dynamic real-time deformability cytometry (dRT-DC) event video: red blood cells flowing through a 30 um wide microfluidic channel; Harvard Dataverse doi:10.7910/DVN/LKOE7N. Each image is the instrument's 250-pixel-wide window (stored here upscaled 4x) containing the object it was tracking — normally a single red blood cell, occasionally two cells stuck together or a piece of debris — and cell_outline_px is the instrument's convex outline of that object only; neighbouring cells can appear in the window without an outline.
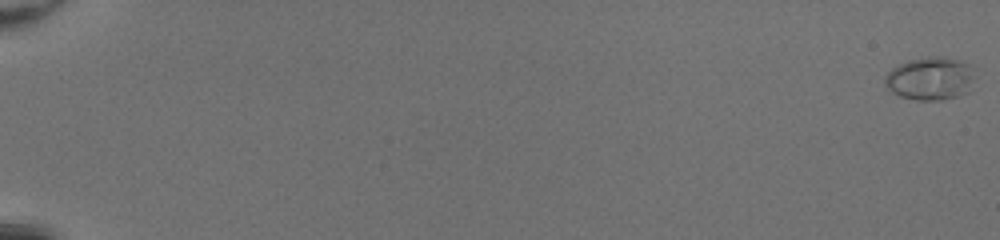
{"species": "common noctule bat (a hibernating species)", "species_latin": "Nyctalus noctula", "temperature_condition": "room temperature", "stored_images_in_passage": 52, "camera_frame_rate_fps": 3000, "um_per_image_px": 0.085, "animal": {"sex": "female", "body_mass_g": 20.0, "forearm_length_mm": 54.0}, "frame": {"image": 1, "passage_image": 1, "time_ms": 0.0, "image_size_px": [1000, 240], "cell_outline_px": [[972, 76], [968, 92], [956, 96], [940, 100], [916, 100], [900, 96], [892, 92], [884, 84], [884, 76], [892, 68], [908, 60], [928, 56], [940, 56], [960, 60], [968, 64]], "centroid_in_image_um": [79.01, 6.67], "position_along_channel_um": 6.0, "area_um2": 22.31}}
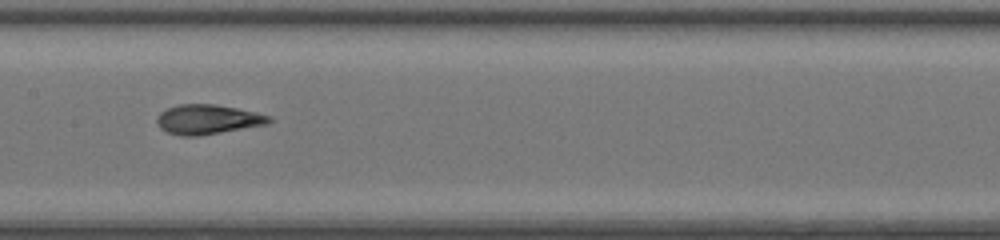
{"frame": {"image": 2, "passage_image": 30, "time_ms": 9.667, "image_size_px": [1000, 240], "cell_outline_px": [[272, 120], [268, 124], [200, 136], [180, 136], [168, 132], [160, 128], [156, 124], [156, 116], [160, 112], [168, 108], [180, 104], [216, 104], [256, 112], [272, 116]], "centroid_in_image_um": [17.65, 10.15], "position_along_channel_um": 189.8, "area_um2": 19.54}}
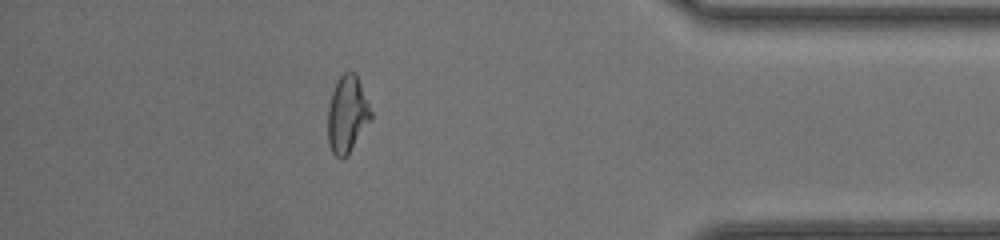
{"frame": {"image": 3, "passage_image": 47, "time_ms": 15.333, "image_size_px": [1000, 240], "cell_outline_px": [[372, 120], [348, 156], [340, 160], [332, 152], [328, 144], [328, 108], [332, 92], [336, 80], [344, 72], [356, 72], [368, 100], [372, 112]], "centroid_in_image_um": [29.53, 9.74], "position_along_channel_um": 405.7, "area_um2": 19.83}, "authors_computed_cell_mechanics": {"area_um2": 19.5942, "velocity_mm_per_s": 4.3101, "shape_relaxation_time_tau1_ms": 4.984, "shape_relaxation_time_tau2_ms": 1.3136, "deformation_change_tau1": 0.2324, "deformation_change_tau2": 0.0786}}